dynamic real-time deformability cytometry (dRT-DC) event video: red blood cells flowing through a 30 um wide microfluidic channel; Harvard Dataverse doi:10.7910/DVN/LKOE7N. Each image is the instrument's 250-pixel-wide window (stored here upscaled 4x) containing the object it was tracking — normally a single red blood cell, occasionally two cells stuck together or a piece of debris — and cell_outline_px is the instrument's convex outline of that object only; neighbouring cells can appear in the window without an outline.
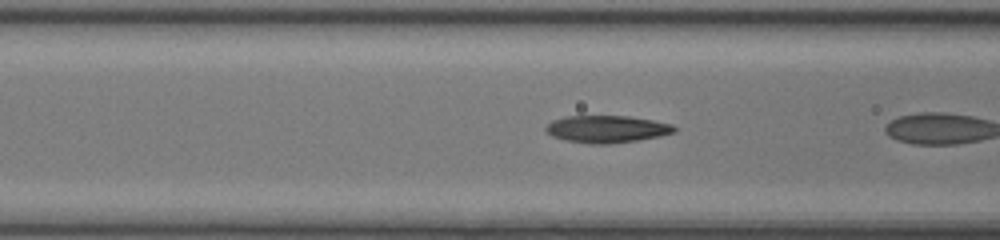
{"species": "common noctule bat (a hibernating species)", "species_latin": "Nyctalus noctula", "temperature_condition": "room temperature", "stored_images_in_passage": 16, "camera_frame_rate_fps": 3000, "um_per_image_px": 0.085, "animal": {"sex": "female", "body_mass_g": 17.0, "forearm_length_mm": 48.0}, "frame": {"image": 1, "passage_image": 14, "time_ms": 4.333, "image_size_px": [1000, 240], "cell_outline_px": [[676, 132], [660, 136], [636, 140], [608, 144], [588, 144], [564, 140], [552, 136], [544, 128], [552, 120], [564, 116], [628, 116], [652, 120], [672, 124], [676, 128]], "centroid_in_image_um": [51.56, 10.97], "position_along_channel_um": 115.0, "area_um2": 20.4}}